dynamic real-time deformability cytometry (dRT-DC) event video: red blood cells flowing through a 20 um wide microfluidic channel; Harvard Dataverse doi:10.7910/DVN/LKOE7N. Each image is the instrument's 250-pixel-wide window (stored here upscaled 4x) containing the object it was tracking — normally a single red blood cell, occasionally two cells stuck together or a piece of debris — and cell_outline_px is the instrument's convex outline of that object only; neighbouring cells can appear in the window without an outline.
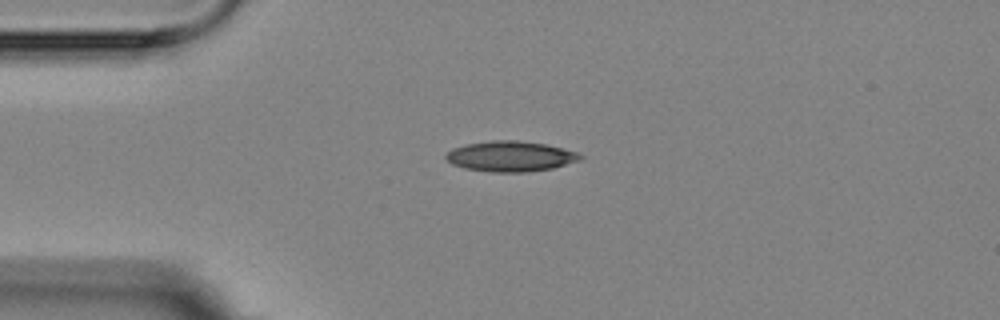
{"species": "Egyptian fruit bat (a non-hibernating species)", "species_latin": "Rousettus aegyptiacus", "temperature_condition": "room temperature", "stored_images_in_passage": 2, "camera_frame_rate_fps": 3000, "um_per_image_px": 0.085, "animal": {"sex": "female"}, "frame": {"image": 1, "passage_image": 1, "time_ms": 0.0, "image_size_px": [1000, 320], "cell_outline_px": [[584, 156], [580, 160], [552, 168], [528, 172], [492, 172], [464, 168], [452, 164], [444, 156], [452, 148], [464, 144], [492, 140], [516, 140], [548, 144], [576, 152]], "centroid_in_image_um": [43.38, 13.28], "position_along_channel_um": 41.6, "area_um2": 23.87}}